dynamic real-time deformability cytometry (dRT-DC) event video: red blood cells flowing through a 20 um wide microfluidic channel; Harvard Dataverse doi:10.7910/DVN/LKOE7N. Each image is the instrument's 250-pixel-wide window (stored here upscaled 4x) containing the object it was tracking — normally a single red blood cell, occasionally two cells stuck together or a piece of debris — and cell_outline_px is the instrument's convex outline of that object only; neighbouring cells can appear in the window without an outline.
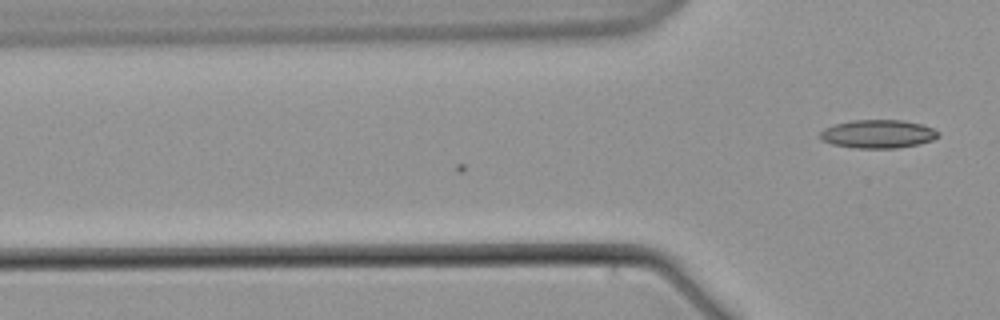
{"species": "common noctule bat (a hibernating species)", "species_latin": "Nyctalus noctula", "temperature_condition": "warm", "stored_images_in_passage": 3, "camera_frame_rate_fps": 3000, "um_per_image_px": 0.085, "animal": {"sex": "male", "body_mass_g": 21.5, "forearm_length_mm": 52.0}, "frame": {"image": 1, "passage_image": 3, "time_ms": 3.333, "image_size_px": [1000, 320], "cell_outline_px": [[940, 136], [932, 140], [916, 144], [896, 148], [856, 148], [832, 144], [820, 140], [820, 132], [824, 128], [832, 124], [852, 120], [904, 120], [920, 124], [932, 128], [940, 132]], "centroid_in_image_um": [74.59, 11.38], "position_along_channel_um": 51.2, "area_um2": 19.59}}